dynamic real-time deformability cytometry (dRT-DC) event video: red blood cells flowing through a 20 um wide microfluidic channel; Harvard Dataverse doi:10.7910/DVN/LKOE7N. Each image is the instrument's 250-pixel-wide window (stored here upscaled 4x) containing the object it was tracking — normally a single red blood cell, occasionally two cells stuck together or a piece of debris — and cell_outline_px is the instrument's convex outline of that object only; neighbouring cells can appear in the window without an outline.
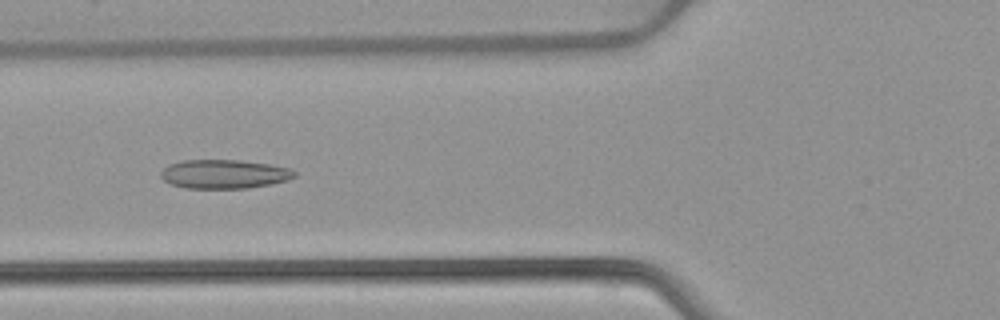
{"species": "common noctule bat (a hibernating species)", "species_latin": "Nyctalus noctula", "temperature_condition": "warm", "stored_images_in_passage": 52, "camera_frame_rate_fps": 3000, "um_per_image_px": 0.085, "animal": {"sex": "female", "body_mass_g": 22.7, "forearm_length_mm": 54.2}, "frame": {"image": 1, "passage_image": 20, "time_ms": 6.333, "image_size_px": [1000, 320], "cell_outline_px": [[296, 176], [288, 180], [272, 184], [248, 188], [184, 188], [172, 184], [164, 180], [160, 176], [160, 172], [168, 164], [184, 160], [240, 160], [272, 164], [292, 168], [296, 172]], "centroid_in_image_um": [19.09, 14.79], "position_along_channel_um": 106.7, "area_um2": 22.77}}
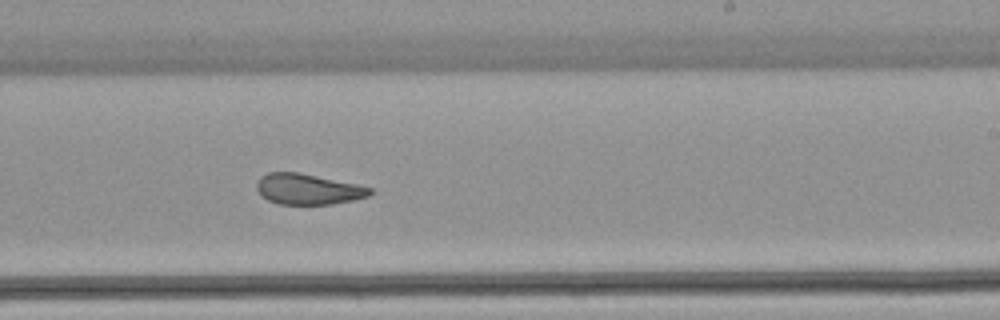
{"frame": {"image": 2, "passage_image": 32, "time_ms": 10.333, "image_size_px": [1000, 320], "cell_outline_px": [[372, 192], [368, 196], [352, 200], [332, 204], [280, 204], [268, 200], [260, 196], [256, 188], [256, 184], [260, 176], [268, 172], [300, 172], [356, 184], [372, 188]], "centroid_in_image_um": [26.13, 16.07], "position_along_channel_um": 262.9, "area_um2": 20.29}}
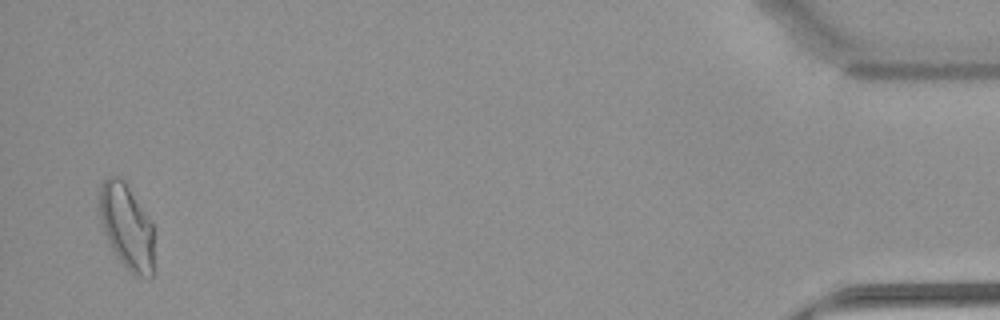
{"frame": {"image": 3, "passage_image": 51, "time_ms": 16.667, "image_size_px": [1000, 320], "cell_outline_px": [[152, 276], [140, 276], [132, 272], [116, 256], [108, 244], [100, 220], [100, 184], [108, 176], [120, 176], [124, 180], [152, 224]], "centroid_in_image_um": [10.72, 19.21], "position_along_channel_um": 424.5, "area_um2": 26.47}, "authors_computed_cell_mechanics": {"area_um2": 23.2067, "velocity_mm_per_s": 3.9098, "shape_relaxation_time_tau1_ms": 10.2693, "shape_relaxation_time_tau2_ms": 1.9084, "deformation_change_tau1": 0.215, "deformation_change_tau2": 0.0845}}